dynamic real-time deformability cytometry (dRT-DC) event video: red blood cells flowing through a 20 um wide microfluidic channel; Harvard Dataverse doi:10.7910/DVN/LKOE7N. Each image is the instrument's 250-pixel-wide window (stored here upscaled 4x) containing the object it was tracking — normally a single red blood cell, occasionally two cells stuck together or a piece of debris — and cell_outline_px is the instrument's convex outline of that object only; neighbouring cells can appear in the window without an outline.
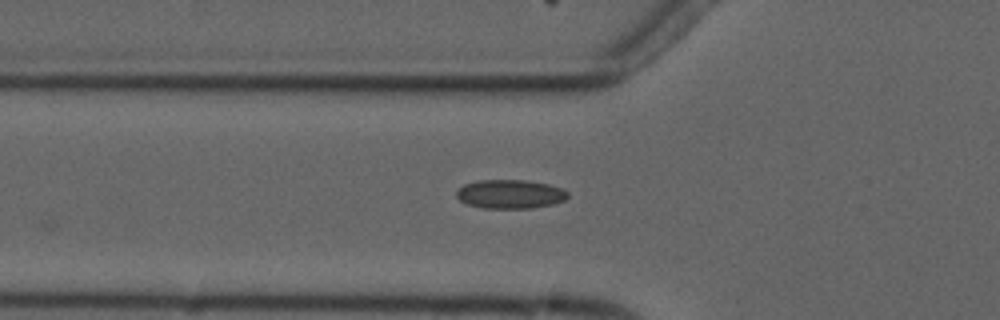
{"species": "common noctule bat (a hibernating species)", "species_latin": "Nyctalus noctula", "temperature_condition": "cold", "stored_images_in_passage": 4, "camera_frame_rate_fps": 3000, "um_per_image_px": 0.085, "animal": {"sex": "male", "forearm_length_mm": 52.5}, "frame": {"image": 1, "passage_image": 3, "time_ms": 2.333, "image_size_px": [1000, 320], "cell_outline_px": [[568, 196], [564, 200], [552, 204], [528, 208], [484, 208], [464, 204], [456, 196], [456, 192], [464, 184], [476, 180], [524, 180], [552, 184], [564, 188], [568, 192]], "centroid_in_image_um": [43.36, 16.49], "position_along_channel_um": 82.4, "area_um2": 18.9}}
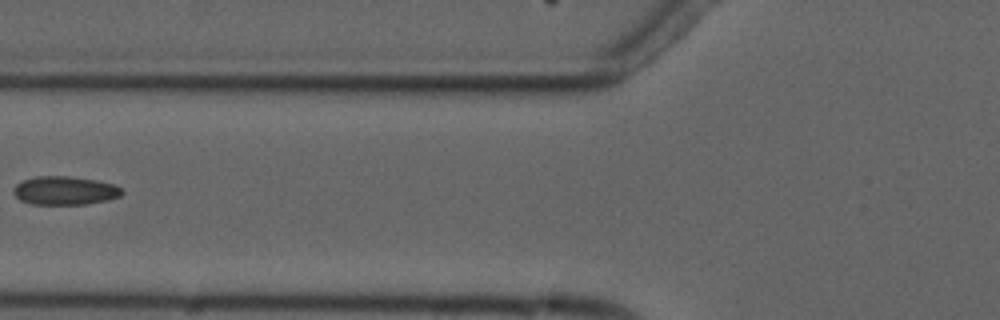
{"frame": {"image": 2, "passage_image": 4, "time_ms": 3.333, "image_size_px": [1000, 320], "cell_outline_px": [[124, 192], [120, 196], [108, 200], [88, 204], [32, 204], [20, 200], [12, 192], [12, 188], [16, 184], [24, 180], [36, 176], [68, 176], [96, 180], [112, 184], [120, 188]], "centroid_in_image_um": [5.49, 16.2], "position_along_channel_um": 120.3, "area_um2": 18.03}}